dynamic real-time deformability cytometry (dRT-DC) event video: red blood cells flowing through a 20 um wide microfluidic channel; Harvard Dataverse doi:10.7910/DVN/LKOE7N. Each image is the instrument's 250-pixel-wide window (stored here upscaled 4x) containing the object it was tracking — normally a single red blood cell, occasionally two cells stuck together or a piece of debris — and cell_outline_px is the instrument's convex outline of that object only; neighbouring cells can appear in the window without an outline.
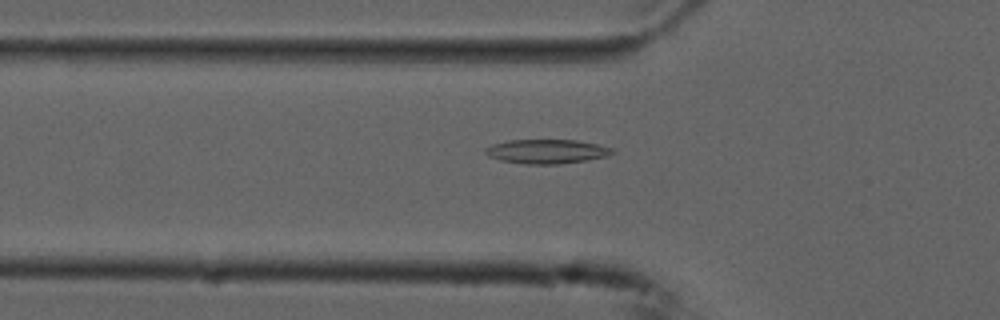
{"species": "common noctule bat (a hibernating species)", "species_latin": "Nyctalus noctula", "temperature_condition": "cold", "stored_images_in_passage": 44, "camera_frame_rate_fps": 3000, "um_per_image_px": 0.085, "animal": {"sex": "male", "forearm_length_mm": 52.5}, "frame": {"image": 1, "passage_image": 18, "time_ms": 5.667, "image_size_px": [1000, 320], "cell_outline_px": [[616, 152], [608, 156], [588, 160], [560, 164], [524, 164], [500, 160], [488, 156], [484, 152], [484, 148], [492, 144], [508, 140], [576, 140], [616, 148]], "centroid_in_image_um": [46.49, 12.87], "position_along_channel_um": 79.3, "area_um2": 18.15}}
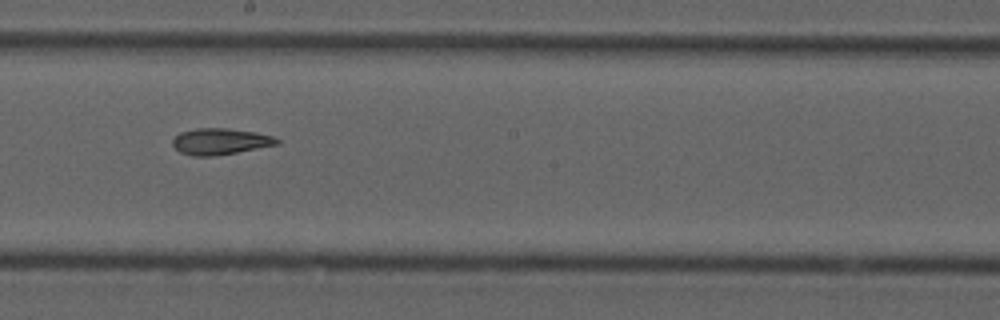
{"frame": {"image": 2, "passage_image": 30, "time_ms": 9.667, "image_size_px": [1000, 320], "cell_outline_px": [[280, 144], [236, 152], [212, 156], [192, 156], [180, 152], [172, 144], [172, 140], [180, 132], [196, 128], [228, 128], [256, 132], [272, 136], [280, 140]], "centroid_in_image_um": [18.72, 12.01], "position_along_channel_um": 229.5, "area_um2": 15.95}}
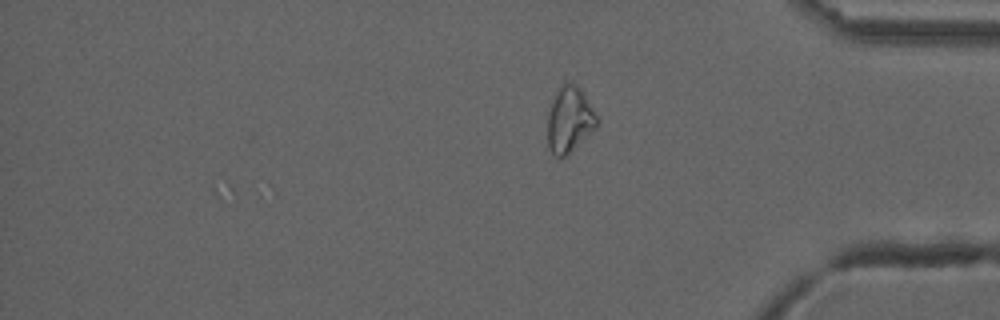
{"frame": {"image": 3, "passage_image": 44, "time_ms": 14.333, "image_size_px": [1000, 320], "cell_outline_px": [[600, 120], [596, 128], [564, 156], [556, 156], [548, 148], [548, 112], [552, 100], [560, 88], [564, 84], [576, 84], [584, 92]], "centroid_in_image_um": [48.43, 10.16], "position_along_channel_um": 386.8, "area_um2": 18.61}, "authors_computed_cell_mechanics": {"area_um2": 16.5597, "velocity_mm_per_s": 3.748, "shape_relaxation_time_tau1_ms": 8.8921, "shape_relaxation_time_tau2_ms": 7.7928, "deformation_change_tau1": 0.1931, "deformation_change_tau2": 0.1446}}